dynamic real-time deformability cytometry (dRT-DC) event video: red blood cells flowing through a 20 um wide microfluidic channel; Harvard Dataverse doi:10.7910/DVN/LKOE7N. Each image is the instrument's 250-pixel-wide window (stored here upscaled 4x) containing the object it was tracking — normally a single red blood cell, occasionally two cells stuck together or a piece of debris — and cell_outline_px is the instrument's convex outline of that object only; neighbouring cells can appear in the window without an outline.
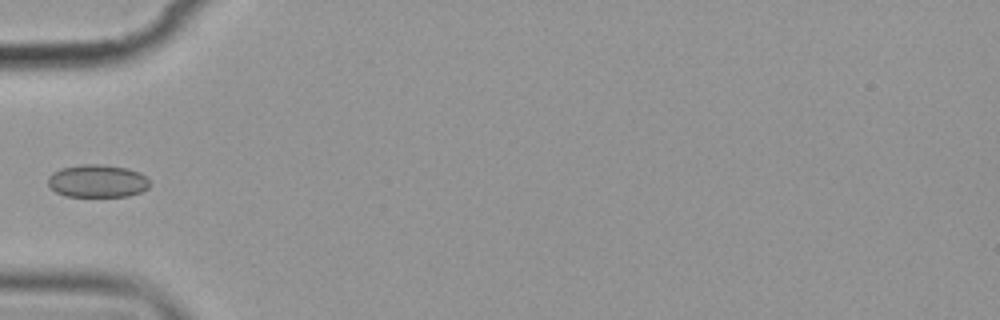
{"species": "common noctule bat (a hibernating species)", "species_latin": "Nyctalus noctula", "temperature_condition": "cold", "stored_images_in_passage": 5, "camera_frame_rate_fps": 3000, "um_per_image_px": 0.085, "animal": {"sex": "female", "body_mass_g": 19.9}, "frame": {"image": 1, "passage_image": 5, "time_ms": 4.667, "image_size_px": [1000, 320], "cell_outline_px": [[152, 184], [148, 188], [140, 192], [128, 196], [64, 196], [56, 192], [48, 184], [48, 176], [52, 172], [60, 168], [80, 164], [100, 164], [128, 168], [140, 172]], "centroid_in_image_um": [8.28, 15.38], "position_along_channel_um": 76.7, "area_um2": 19.59}}